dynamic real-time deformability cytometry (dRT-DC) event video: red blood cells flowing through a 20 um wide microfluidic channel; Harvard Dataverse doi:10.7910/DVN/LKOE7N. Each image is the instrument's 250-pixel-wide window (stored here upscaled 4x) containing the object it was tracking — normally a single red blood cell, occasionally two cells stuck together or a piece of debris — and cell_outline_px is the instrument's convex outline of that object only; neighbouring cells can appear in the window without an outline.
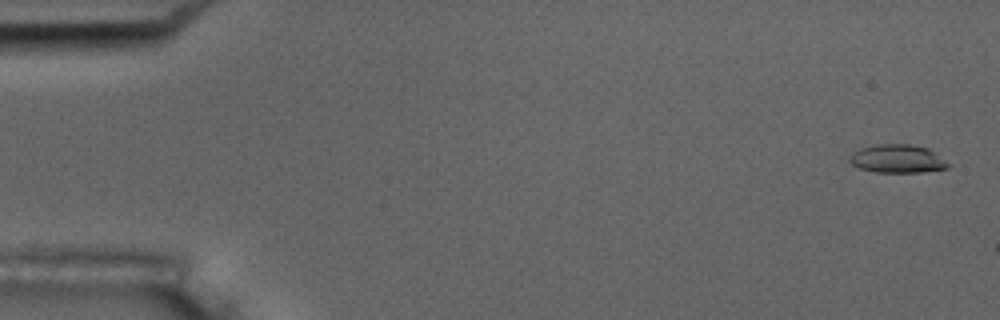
{"species": "common noctule bat (a hibernating species)", "species_latin": "Nyctalus noctula", "temperature_condition": "room temperature", "stored_images_in_passage": 3, "camera_frame_rate_fps": 3000, "um_per_image_px": 0.085, "animal": {"sex": "male", "body_mass_g": 17.5, "forearm_length_mm": 52.3}, "frame": {"image": 1, "passage_image": 1, "time_ms": 0.0, "image_size_px": [1000, 320], "cell_outline_px": [[948, 168], [920, 172], [876, 172], [860, 168], [852, 164], [848, 160], [848, 156], [852, 152], [860, 148], [876, 144], [908, 144], [928, 148], [944, 160], [948, 164]], "centroid_in_image_um": [76.22, 13.49], "position_along_channel_um": 8.8, "area_um2": 16.13}}